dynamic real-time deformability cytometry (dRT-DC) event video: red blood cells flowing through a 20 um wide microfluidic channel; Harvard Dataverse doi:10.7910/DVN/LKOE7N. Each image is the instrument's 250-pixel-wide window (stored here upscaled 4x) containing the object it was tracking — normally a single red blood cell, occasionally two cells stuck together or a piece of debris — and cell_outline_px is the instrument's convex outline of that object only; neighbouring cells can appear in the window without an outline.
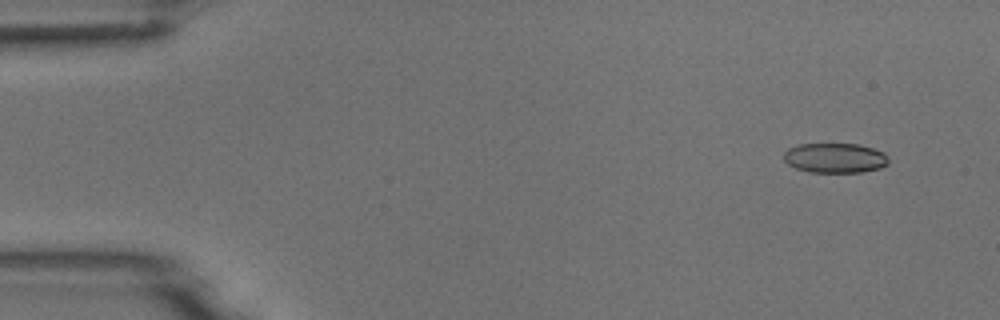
{"species": "common noctule bat (a hibernating species)", "species_latin": "Nyctalus noctula", "temperature_condition": "room temperature", "stored_images_in_passage": 5, "camera_frame_rate_fps": 3000, "um_per_image_px": 0.085, "animal": {"sex": "male", "body_mass_g": 18.8}, "frame": {"image": 1, "passage_image": 2, "time_ms": 0.333, "image_size_px": [1000, 320], "cell_outline_px": [[888, 164], [880, 168], [860, 172], [812, 172], [796, 168], [788, 164], [784, 160], [784, 152], [788, 148], [800, 144], [860, 144], [884, 152], [888, 156]], "centroid_in_image_um": [70.99, 13.42], "position_along_channel_um": 14.0, "area_um2": 18.21}}
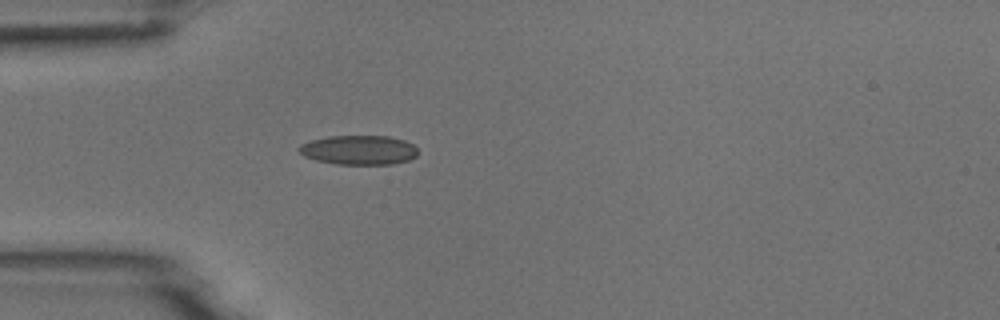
{"frame": {"image": 2, "passage_image": 5, "time_ms": 1.333, "image_size_px": [1000, 320], "cell_outline_px": [[416, 156], [408, 160], [392, 164], [336, 164], [316, 160], [304, 156], [296, 148], [300, 144], [312, 140], [328, 136], [388, 136], [404, 140], [412, 144], [416, 148]], "centroid_in_image_um": [30.47, 12.75], "position_along_channel_um": 54.5, "area_um2": 20.29}}